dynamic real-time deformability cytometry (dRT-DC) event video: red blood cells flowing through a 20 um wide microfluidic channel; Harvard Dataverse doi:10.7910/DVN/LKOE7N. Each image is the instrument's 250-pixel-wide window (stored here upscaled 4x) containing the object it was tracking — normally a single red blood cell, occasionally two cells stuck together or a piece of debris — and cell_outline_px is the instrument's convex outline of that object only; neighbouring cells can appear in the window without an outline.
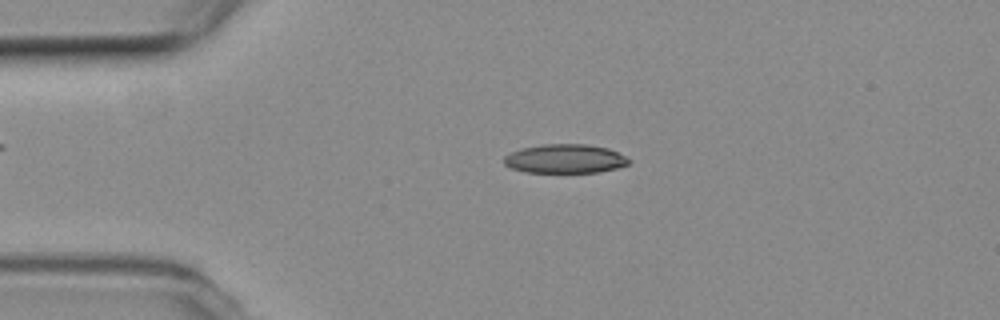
{"species": "common noctule bat (a hibernating species)", "species_latin": "Nyctalus noctula", "temperature_condition": "room temperature", "stored_images_in_passage": 22, "camera_frame_rate_fps": 3000, "um_per_image_px": 0.085, "animal": {"sex": "female", "body_mass_g": 19.3, "forearm_length_mm": 54.1}, "frame": {"image": 1, "passage_image": 11, "time_ms": 3.333, "image_size_px": [1000, 320], "cell_outline_px": [[632, 160], [628, 164], [616, 168], [600, 172], [524, 172], [512, 168], [504, 164], [504, 156], [520, 148], [544, 144], [588, 144], [608, 148]], "centroid_in_image_um": [48.02, 13.49], "position_along_channel_um": 37.0, "area_um2": 21.04}}
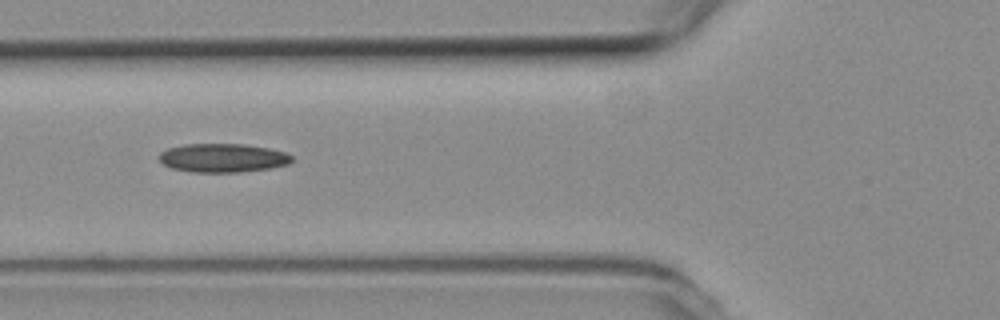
{"frame": {"image": 2, "passage_image": 19, "time_ms": 6.0, "image_size_px": [1000, 320], "cell_outline_px": [[292, 160], [288, 164], [272, 168], [240, 172], [192, 172], [172, 168], [164, 164], [160, 160], [160, 152], [168, 148], [184, 144], [244, 144], [268, 148], [288, 152], [292, 156]], "centroid_in_image_um": [18.97, 13.42], "position_along_channel_um": 106.8, "area_um2": 22.25}}
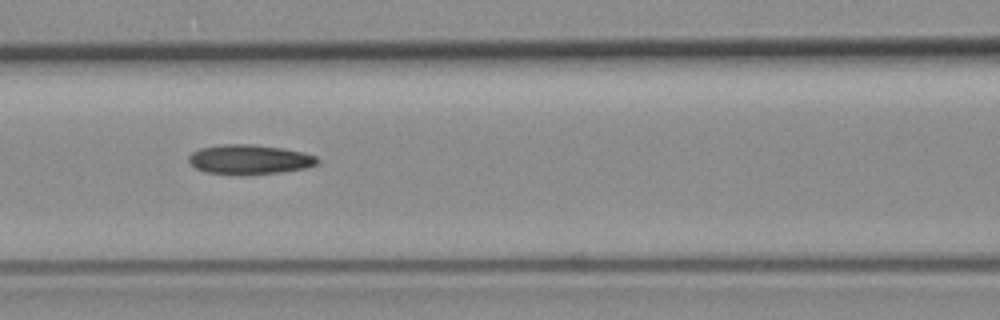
{"frame": {"image": 3, "passage_image": 22, "time_ms": 7.0, "image_size_px": [1000, 320], "cell_outline_px": [[320, 160], [316, 164], [308, 168], [280, 172], [244, 176], [240, 176], [204, 172], [196, 168], [188, 160], [188, 156], [192, 152], [200, 148], [224, 144], [248, 144], [284, 148], [304, 152], [316, 156]], "centroid_in_image_um": [21.21, 13.57], "position_along_channel_um": 145.4, "area_um2": 22.6}}